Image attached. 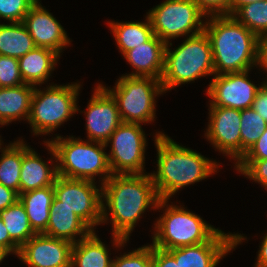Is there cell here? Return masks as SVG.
I'll use <instances>...</instances> for the list:
<instances>
[{"instance_id":"obj_1","label":"cell","mask_w":267,"mask_h":267,"mask_svg":"<svg viewBox=\"0 0 267 267\" xmlns=\"http://www.w3.org/2000/svg\"><path fill=\"white\" fill-rule=\"evenodd\" d=\"M160 198L150 173L112 174L102 185V221L112 226V247L123 249L144 212L156 210Z\"/></svg>"},{"instance_id":"obj_2","label":"cell","mask_w":267,"mask_h":267,"mask_svg":"<svg viewBox=\"0 0 267 267\" xmlns=\"http://www.w3.org/2000/svg\"><path fill=\"white\" fill-rule=\"evenodd\" d=\"M157 170L151 172L160 199H170L180 189L218 173L220 164L201 153L179 145L162 131H156Z\"/></svg>"},{"instance_id":"obj_3","label":"cell","mask_w":267,"mask_h":267,"mask_svg":"<svg viewBox=\"0 0 267 267\" xmlns=\"http://www.w3.org/2000/svg\"><path fill=\"white\" fill-rule=\"evenodd\" d=\"M204 31L211 43L215 74L257 68L258 37L232 15L205 19Z\"/></svg>"},{"instance_id":"obj_4","label":"cell","mask_w":267,"mask_h":267,"mask_svg":"<svg viewBox=\"0 0 267 267\" xmlns=\"http://www.w3.org/2000/svg\"><path fill=\"white\" fill-rule=\"evenodd\" d=\"M49 141L56 153L58 176L95 182L102 186L112 175L105 143L55 134ZM101 181V182H100Z\"/></svg>"},{"instance_id":"obj_5","label":"cell","mask_w":267,"mask_h":267,"mask_svg":"<svg viewBox=\"0 0 267 267\" xmlns=\"http://www.w3.org/2000/svg\"><path fill=\"white\" fill-rule=\"evenodd\" d=\"M172 42L166 44L164 70L161 77L165 93L205 76H214L211 43L205 31L188 36L172 50Z\"/></svg>"},{"instance_id":"obj_6","label":"cell","mask_w":267,"mask_h":267,"mask_svg":"<svg viewBox=\"0 0 267 267\" xmlns=\"http://www.w3.org/2000/svg\"><path fill=\"white\" fill-rule=\"evenodd\" d=\"M160 199L157 210L163 214L154 222L151 245L170 250L182 246L195 245L209 241L220 229L208 224L202 217L191 212L185 206L168 203ZM165 211V212H164Z\"/></svg>"},{"instance_id":"obj_7","label":"cell","mask_w":267,"mask_h":267,"mask_svg":"<svg viewBox=\"0 0 267 267\" xmlns=\"http://www.w3.org/2000/svg\"><path fill=\"white\" fill-rule=\"evenodd\" d=\"M81 83L72 82L66 85L51 84L41 90L35 86L31 101L28 124L35 136L48 135L58 129L69 118L78 113V96Z\"/></svg>"},{"instance_id":"obj_8","label":"cell","mask_w":267,"mask_h":267,"mask_svg":"<svg viewBox=\"0 0 267 267\" xmlns=\"http://www.w3.org/2000/svg\"><path fill=\"white\" fill-rule=\"evenodd\" d=\"M100 84L116 100L122 122L149 124L156 120L155 99L165 93L160 80L122 75L114 88Z\"/></svg>"},{"instance_id":"obj_9","label":"cell","mask_w":267,"mask_h":267,"mask_svg":"<svg viewBox=\"0 0 267 267\" xmlns=\"http://www.w3.org/2000/svg\"><path fill=\"white\" fill-rule=\"evenodd\" d=\"M146 15L153 33L166 44L178 37L201 33L207 17L192 0H166L151 8Z\"/></svg>"},{"instance_id":"obj_10","label":"cell","mask_w":267,"mask_h":267,"mask_svg":"<svg viewBox=\"0 0 267 267\" xmlns=\"http://www.w3.org/2000/svg\"><path fill=\"white\" fill-rule=\"evenodd\" d=\"M51 207H66L74 212L92 231L102 221V186L97 181L57 176ZM95 228V229H94Z\"/></svg>"},{"instance_id":"obj_11","label":"cell","mask_w":267,"mask_h":267,"mask_svg":"<svg viewBox=\"0 0 267 267\" xmlns=\"http://www.w3.org/2000/svg\"><path fill=\"white\" fill-rule=\"evenodd\" d=\"M142 124L122 122L105 142L112 174H145V150L147 145ZM110 143V145H109Z\"/></svg>"},{"instance_id":"obj_12","label":"cell","mask_w":267,"mask_h":267,"mask_svg":"<svg viewBox=\"0 0 267 267\" xmlns=\"http://www.w3.org/2000/svg\"><path fill=\"white\" fill-rule=\"evenodd\" d=\"M250 71L215 74L205 91L209 106L251 108L261 84L257 86L249 79Z\"/></svg>"},{"instance_id":"obj_13","label":"cell","mask_w":267,"mask_h":267,"mask_svg":"<svg viewBox=\"0 0 267 267\" xmlns=\"http://www.w3.org/2000/svg\"><path fill=\"white\" fill-rule=\"evenodd\" d=\"M228 233L220 229L207 242L166 251L179 262L180 267H216L225 255L247 240L243 234Z\"/></svg>"},{"instance_id":"obj_14","label":"cell","mask_w":267,"mask_h":267,"mask_svg":"<svg viewBox=\"0 0 267 267\" xmlns=\"http://www.w3.org/2000/svg\"><path fill=\"white\" fill-rule=\"evenodd\" d=\"M209 122L204 136L223 156L235 161L241 159V116L239 109L209 106Z\"/></svg>"},{"instance_id":"obj_15","label":"cell","mask_w":267,"mask_h":267,"mask_svg":"<svg viewBox=\"0 0 267 267\" xmlns=\"http://www.w3.org/2000/svg\"><path fill=\"white\" fill-rule=\"evenodd\" d=\"M93 90L87 108L80 111L86 117V140L105 143L122 120L112 95L99 83Z\"/></svg>"},{"instance_id":"obj_16","label":"cell","mask_w":267,"mask_h":267,"mask_svg":"<svg viewBox=\"0 0 267 267\" xmlns=\"http://www.w3.org/2000/svg\"><path fill=\"white\" fill-rule=\"evenodd\" d=\"M73 243L36 234L21 248L18 258L28 267H71Z\"/></svg>"},{"instance_id":"obj_17","label":"cell","mask_w":267,"mask_h":267,"mask_svg":"<svg viewBox=\"0 0 267 267\" xmlns=\"http://www.w3.org/2000/svg\"><path fill=\"white\" fill-rule=\"evenodd\" d=\"M39 1L30 8L23 23L36 47L52 49L61 56L64 49L71 44L70 38L56 17Z\"/></svg>"},{"instance_id":"obj_18","label":"cell","mask_w":267,"mask_h":267,"mask_svg":"<svg viewBox=\"0 0 267 267\" xmlns=\"http://www.w3.org/2000/svg\"><path fill=\"white\" fill-rule=\"evenodd\" d=\"M51 154L50 165L23 140V159L20 172V194L26 191L53 186L57 178V158L49 141H43ZM54 159V160H53ZM54 163V164H53Z\"/></svg>"},{"instance_id":"obj_19","label":"cell","mask_w":267,"mask_h":267,"mask_svg":"<svg viewBox=\"0 0 267 267\" xmlns=\"http://www.w3.org/2000/svg\"><path fill=\"white\" fill-rule=\"evenodd\" d=\"M165 49L166 43L154 34L147 42L125 52L122 56L132 66L133 71L124 76L153 77L161 80Z\"/></svg>"},{"instance_id":"obj_20","label":"cell","mask_w":267,"mask_h":267,"mask_svg":"<svg viewBox=\"0 0 267 267\" xmlns=\"http://www.w3.org/2000/svg\"><path fill=\"white\" fill-rule=\"evenodd\" d=\"M61 56L54 50L35 47L18 59L19 69L25 84L41 86L47 83Z\"/></svg>"},{"instance_id":"obj_21","label":"cell","mask_w":267,"mask_h":267,"mask_svg":"<svg viewBox=\"0 0 267 267\" xmlns=\"http://www.w3.org/2000/svg\"><path fill=\"white\" fill-rule=\"evenodd\" d=\"M35 86L22 84L15 87H0V125L13 121H28Z\"/></svg>"},{"instance_id":"obj_22","label":"cell","mask_w":267,"mask_h":267,"mask_svg":"<svg viewBox=\"0 0 267 267\" xmlns=\"http://www.w3.org/2000/svg\"><path fill=\"white\" fill-rule=\"evenodd\" d=\"M49 214L47 229L42 233L44 235L64 239L74 244L92 232L74 212L66 207H51Z\"/></svg>"},{"instance_id":"obj_23","label":"cell","mask_w":267,"mask_h":267,"mask_svg":"<svg viewBox=\"0 0 267 267\" xmlns=\"http://www.w3.org/2000/svg\"><path fill=\"white\" fill-rule=\"evenodd\" d=\"M108 246L92 231L87 237L73 244L71 267H113Z\"/></svg>"},{"instance_id":"obj_24","label":"cell","mask_w":267,"mask_h":267,"mask_svg":"<svg viewBox=\"0 0 267 267\" xmlns=\"http://www.w3.org/2000/svg\"><path fill=\"white\" fill-rule=\"evenodd\" d=\"M53 199V186L34 189L19 194V200L25 207L30 225L37 234H41L47 229L50 215L49 210Z\"/></svg>"},{"instance_id":"obj_25","label":"cell","mask_w":267,"mask_h":267,"mask_svg":"<svg viewBox=\"0 0 267 267\" xmlns=\"http://www.w3.org/2000/svg\"><path fill=\"white\" fill-rule=\"evenodd\" d=\"M145 18L143 22L138 20L136 22L107 21L113 38H115V44H117L122 55L130 49L147 42L154 35L148 15Z\"/></svg>"},{"instance_id":"obj_26","label":"cell","mask_w":267,"mask_h":267,"mask_svg":"<svg viewBox=\"0 0 267 267\" xmlns=\"http://www.w3.org/2000/svg\"><path fill=\"white\" fill-rule=\"evenodd\" d=\"M35 47L23 22L0 23V55L19 59Z\"/></svg>"},{"instance_id":"obj_27","label":"cell","mask_w":267,"mask_h":267,"mask_svg":"<svg viewBox=\"0 0 267 267\" xmlns=\"http://www.w3.org/2000/svg\"><path fill=\"white\" fill-rule=\"evenodd\" d=\"M3 146V148H2ZM0 183L20 194V172L23 159V139L9 142L8 145L0 143Z\"/></svg>"},{"instance_id":"obj_28","label":"cell","mask_w":267,"mask_h":267,"mask_svg":"<svg viewBox=\"0 0 267 267\" xmlns=\"http://www.w3.org/2000/svg\"><path fill=\"white\" fill-rule=\"evenodd\" d=\"M0 218L6 226L10 238L20 248L37 234L31 227L25 207L20 200L8 208L0 210Z\"/></svg>"},{"instance_id":"obj_29","label":"cell","mask_w":267,"mask_h":267,"mask_svg":"<svg viewBox=\"0 0 267 267\" xmlns=\"http://www.w3.org/2000/svg\"><path fill=\"white\" fill-rule=\"evenodd\" d=\"M232 16L257 37L267 33V0L241 6Z\"/></svg>"},{"instance_id":"obj_30","label":"cell","mask_w":267,"mask_h":267,"mask_svg":"<svg viewBox=\"0 0 267 267\" xmlns=\"http://www.w3.org/2000/svg\"><path fill=\"white\" fill-rule=\"evenodd\" d=\"M241 158L267 128V122L251 107L240 110Z\"/></svg>"},{"instance_id":"obj_31","label":"cell","mask_w":267,"mask_h":267,"mask_svg":"<svg viewBox=\"0 0 267 267\" xmlns=\"http://www.w3.org/2000/svg\"><path fill=\"white\" fill-rule=\"evenodd\" d=\"M113 267H152V245L147 244L113 257Z\"/></svg>"},{"instance_id":"obj_32","label":"cell","mask_w":267,"mask_h":267,"mask_svg":"<svg viewBox=\"0 0 267 267\" xmlns=\"http://www.w3.org/2000/svg\"><path fill=\"white\" fill-rule=\"evenodd\" d=\"M234 169L249 180L262 185L267 191V159L239 160L234 164Z\"/></svg>"},{"instance_id":"obj_33","label":"cell","mask_w":267,"mask_h":267,"mask_svg":"<svg viewBox=\"0 0 267 267\" xmlns=\"http://www.w3.org/2000/svg\"><path fill=\"white\" fill-rule=\"evenodd\" d=\"M38 0H0V19L23 22L30 8Z\"/></svg>"},{"instance_id":"obj_34","label":"cell","mask_w":267,"mask_h":267,"mask_svg":"<svg viewBox=\"0 0 267 267\" xmlns=\"http://www.w3.org/2000/svg\"><path fill=\"white\" fill-rule=\"evenodd\" d=\"M24 84L17 58L0 55V87H15Z\"/></svg>"},{"instance_id":"obj_35","label":"cell","mask_w":267,"mask_h":267,"mask_svg":"<svg viewBox=\"0 0 267 267\" xmlns=\"http://www.w3.org/2000/svg\"><path fill=\"white\" fill-rule=\"evenodd\" d=\"M207 16L231 15V0H192Z\"/></svg>"},{"instance_id":"obj_36","label":"cell","mask_w":267,"mask_h":267,"mask_svg":"<svg viewBox=\"0 0 267 267\" xmlns=\"http://www.w3.org/2000/svg\"><path fill=\"white\" fill-rule=\"evenodd\" d=\"M267 159V128L240 160Z\"/></svg>"},{"instance_id":"obj_37","label":"cell","mask_w":267,"mask_h":267,"mask_svg":"<svg viewBox=\"0 0 267 267\" xmlns=\"http://www.w3.org/2000/svg\"><path fill=\"white\" fill-rule=\"evenodd\" d=\"M152 267H180L179 262L166 251L152 246Z\"/></svg>"},{"instance_id":"obj_38","label":"cell","mask_w":267,"mask_h":267,"mask_svg":"<svg viewBox=\"0 0 267 267\" xmlns=\"http://www.w3.org/2000/svg\"><path fill=\"white\" fill-rule=\"evenodd\" d=\"M0 247L4 249L9 255L15 254L18 256L20 247L10 238V235L0 218Z\"/></svg>"},{"instance_id":"obj_39","label":"cell","mask_w":267,"mask_h":267,"mask_svg":"<svg viewBox=\"0 0 267 267\" xmlns=\"http://www.w3.org/2000/svg\"><path fill=\"white\" fill-rule=\"evenodd\" d=\"M252 108L267 122V92L262 87L256 94Z\"/></svg>"},{"instance_id":"obj_40","label":"cell","mask_w":267,"mask_h":267,"mask_svg":"<svg viewBox=\"0 0 267 267\" xmlns=\"http://www.w3.org/2000/svg\"><path fill=\"white\" fill-rule=\"evenodd\" d=\"M267 73V33L258 37L257 68Z\"/></svg>"},{"instance_id":"obj_41","label":"cell","mask_w":267,"mask_h":267,"mask_svg":"<svg viewBox=\"0 0 267 267\" xmlns=\"http://www.w3.org/2000/svg\"><path fill=\"white\" fill-rule=\"evenodd\" d=\"M19 200V195L0 183V210L8 208Z\"/></svg>"},{"instance_id":"obj_42","label":"cell","mask_w":267,"mask_h":267,"mask_svg":"<svg viewBox=\"0 0 267 267\" xmlns=\"http://www.w3.org/2000/svg\"><path fill=\"white\" fill-rule=\"evenodd\" d=\"M259 244V250L257 254V261L254 267H267V233L264 234Z\"/></svg>"},{"instance_id":"obj_43","label":"cell","mask_w":267,"mask_h":267,"mask_svg":"<svg viewBox=\"0 0 267 267\" xmlns=\"http://www.w3.org/2000/svg\"><path fill=\"white\" fill-rule=\"evenodd\" d=\"M264 0H231V15L241 6Z\"/></svg>"},{"instance_id":"obj_44","label":"cell","mask_w":267,"mask_h":267,"mask_svg":"<svg viewBox=\"0 0 267 267\" xmlns=\"http://www.w3.org/2000/svg\"><path fill=\"white\" fill-rule=\"evenodd\" d=\"M8 253L0 247V264L4 261L6 257H8Z\"/></svg>"},{"instance_id":"obj_45","label":"cell","mask_w":267,"mask_h":267,"mask_svg":"<svg viewBox=\"0 0 267 267\" xmlns=\"http://www.w3.org/2000/svg\"><path fill=\"white\" fill-rule=\"evenodd\" d=\"M261 87L267 92V77H265V81L261 82Z\"/></svg>"}]
</instances>
